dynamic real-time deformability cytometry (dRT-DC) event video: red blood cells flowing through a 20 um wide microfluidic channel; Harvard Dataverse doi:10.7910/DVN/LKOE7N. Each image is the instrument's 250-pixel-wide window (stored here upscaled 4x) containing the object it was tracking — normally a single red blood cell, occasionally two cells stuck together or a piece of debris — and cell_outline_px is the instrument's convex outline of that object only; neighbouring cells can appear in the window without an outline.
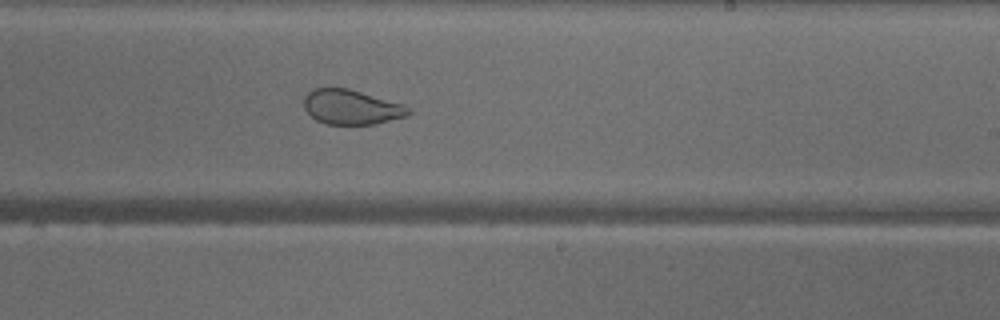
{"species": "common noctule bat (a hibernating species)", "species_latin": "Nyctalus noctula", "temperature_condition": "warm", "stored_images_in_passage": 32, "camera_frame_rate_fps": 3000, "um_per_image_px": 0.085, "animal": {"sex": "male", "body_mass_g": 18.8}, "frame": {"image": 1, "passage_image": 19, "time_ms": 6.0, "image_size_px": [1000, 320], "cell_outline_px": [[412, 112], [408, 116], [376, 124], [328, 124], [316, 120], [304, 108], [304, 96], [312, 88], [348, 88], [404, 104]], "centroid_in_image_um": [29.88, 9.1], "position_along_channel_um": 259.1, "area_um2": 21.21}, "authors_computed_cell_mechanics": {"area_um2": 24.9118, "velocity_mm_per_s": 4.1359, "shape_relaxation_time_tau1_ms": null, "shape_relaxation_time_tau2_ms": 0.7698, "deformation_change_tau1": null, "deformation_change_tau2": 0.068}}